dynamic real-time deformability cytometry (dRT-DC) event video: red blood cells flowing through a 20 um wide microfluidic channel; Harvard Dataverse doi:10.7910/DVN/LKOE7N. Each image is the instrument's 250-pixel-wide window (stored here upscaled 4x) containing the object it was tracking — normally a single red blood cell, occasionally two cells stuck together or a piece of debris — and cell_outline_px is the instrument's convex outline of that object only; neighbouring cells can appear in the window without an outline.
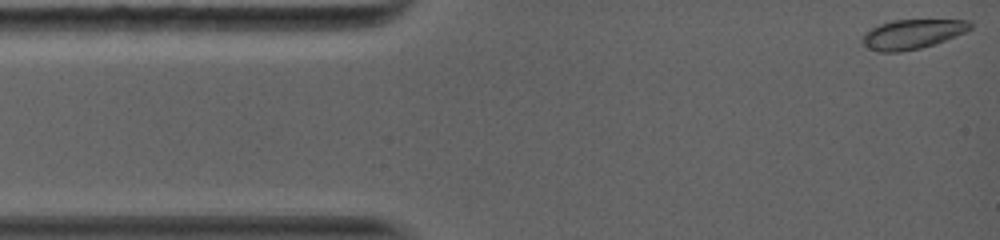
{"species": "common noctule bat (a hibernating species)", "species_latin": "Nyctalus noctula", "temperature_condition": "warm", "stored_images_in_passage": 65, "camera_frame_rate_fps": 5000, "um_per_image_px": 0.085, "animal": {"sex": "female", "body_mass_g": 19.0, "forearm_length_mm": 56.7}, "frame": {"image": 1, "passage_image": 1, "time_ms": 0.0, "image_size_px": [1000, 240], "cell_outline_px": [[972, 28], [964, 32], [936, 44], [920, 48], [900, 52], [876, 52], [868, 48], [860, 40], [864, 32], [880, 24], [892, 20], [972, 20]], "centroid_in_image_um": [77.52, 2.91], "position_along_channel_um": 7.5, "area_um2": 18.67}}
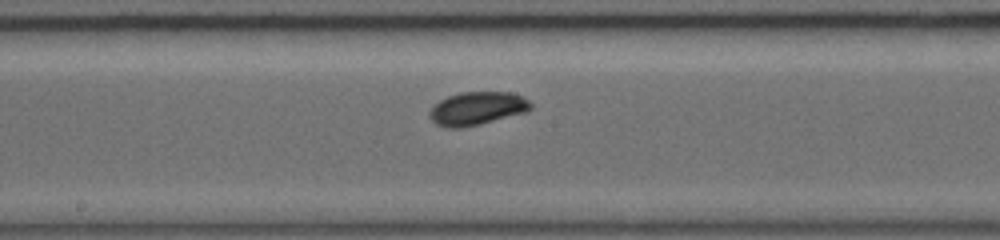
{"frame": {"image": 2, "passage_image": 39, "time_ms": 6.8, "image_size_px": [1000, 240], "cell_outline_px": [[532, 108], [528, 112], [480, 124], [460, 128], [448, 128], [436, 124], [428, 116], [432, 108], [440, 100], [448, 96], [460, 92], [508, 92], [524, 96], [532, 104]], "centroid_in_image_um": [40.59, 9.22], "position_along_channel_um": 207.6, "area_um2": 19.65}}
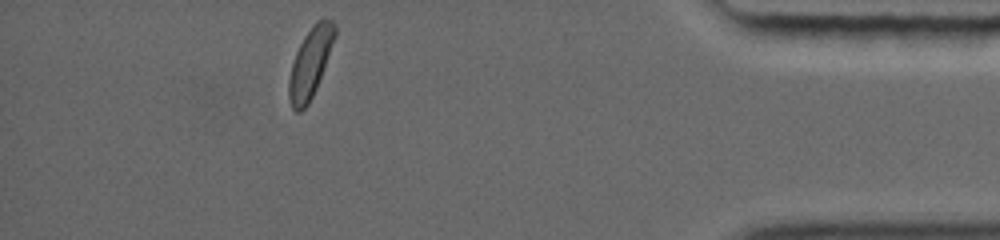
{"frame": {"image": 3, "passage_image": 65, "time_ms": 13.0, "image_size_px": [1000, 240], "cell_outline_px": [[336, 36], [316, 88], [308, 104], [300, 112], [296, 112], [292, 108], [288, 100], [288, 80], [292, 64], [296, 52], [304, 36], [316, 20], [324, 16], [332, 20], [336, 24]], "centroid_in_image_um": [26.38, 5.31], "position_along_channel_um": 408.8, "area_um2": 18.73}, "authors_computed_cell_mechanics": {"area_um2": 18.9006, "velocity_mm_per_s": 4.0432, "shape_relaxation_time_tau1_ms": 11.2478, "shape_relaxation_time_tau2_ms": null, "deformation_change_tau1": 0.2534, "deformation_change_tau2": null}}